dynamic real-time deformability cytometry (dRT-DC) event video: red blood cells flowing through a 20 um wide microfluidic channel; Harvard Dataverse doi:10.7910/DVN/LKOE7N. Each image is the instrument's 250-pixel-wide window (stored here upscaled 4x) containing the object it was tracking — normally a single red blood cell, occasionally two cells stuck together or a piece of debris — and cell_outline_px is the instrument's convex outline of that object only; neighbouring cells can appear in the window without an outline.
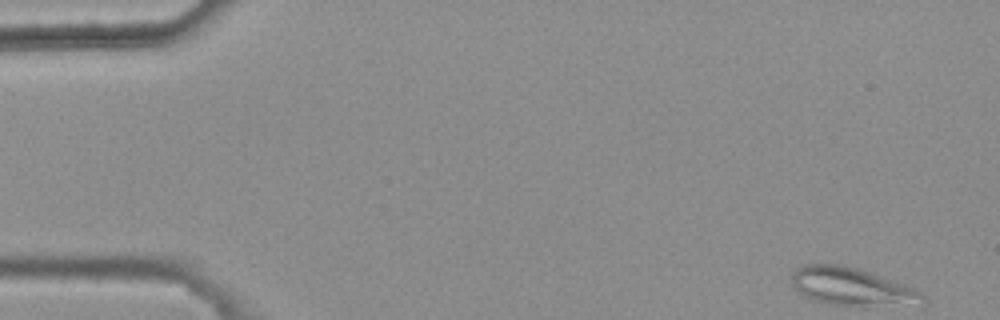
{"species": "common noctule bat (a hibernating species)", "species_latin": "Nyctalus noctula", "temperature_condition": "warm", "stored_images_in_passage": 4, "camera_frame_rate_fps": 3000, "um_per_image_px": 0.085, "animal": {"sex": "female", "body_mass_g": 25.1}, "frame": {"image": 1, "passage_image": 1, "time_ms": 0.0, "image_size_px": [1000, 320], "cell_outline_px": [[924, 304], [828, 304], [804, 296], [792, 284], [792, 272], [796, 268], [804, 264], [840, 264], [856, 268], [916, 288], [920, 292], [924, 300]], "centroid_in_image_um": [72.35, 24.33], "position_along_channel_um": 12.7, "area_um2": 27.98}}